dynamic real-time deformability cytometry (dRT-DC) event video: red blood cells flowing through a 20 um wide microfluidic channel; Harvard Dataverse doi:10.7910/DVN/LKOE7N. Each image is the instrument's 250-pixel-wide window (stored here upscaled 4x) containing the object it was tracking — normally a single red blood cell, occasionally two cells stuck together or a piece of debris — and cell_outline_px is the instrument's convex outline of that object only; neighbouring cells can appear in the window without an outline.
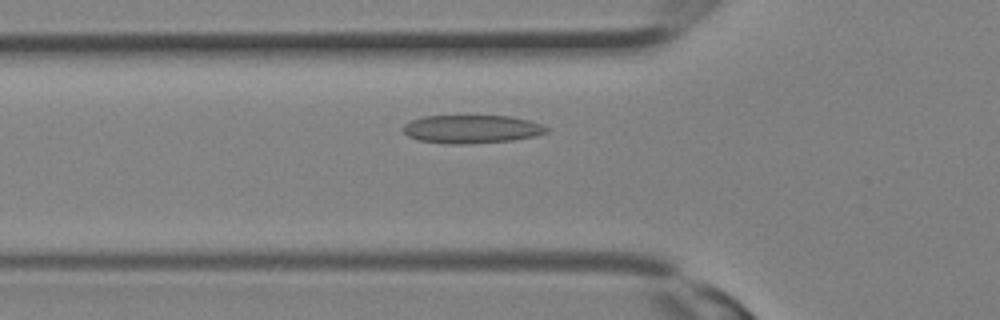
{"species": "Egyptian fruit bat (a non-hibernating species)", "species_latin": "Rousettus aegyptiacus", "temperature_condition": "room temperature", "stored_images_in_passage": 29, "camera_frame_rate_fps": 3000, "um_per_image_px": 0.085, "animal": {"sex": "female"}, "frame": {"image": 1, "passage_image": 8, "time_ms": 2.333, "image_size_px": [1000, 320], "cell_outline_px": [[548, 132], [532, 136], [512, 140], [464, 144], [448, 144], [420, 140], [408, 136], [400, 128], [404, 124], [412, 120], [424, 116], [512, 116], [544, 124], [548, 128]], "centroid_in_image_um": [40.08, 10.97], "position_along_channel_um": 85.7, "area_um2": 23.58}}
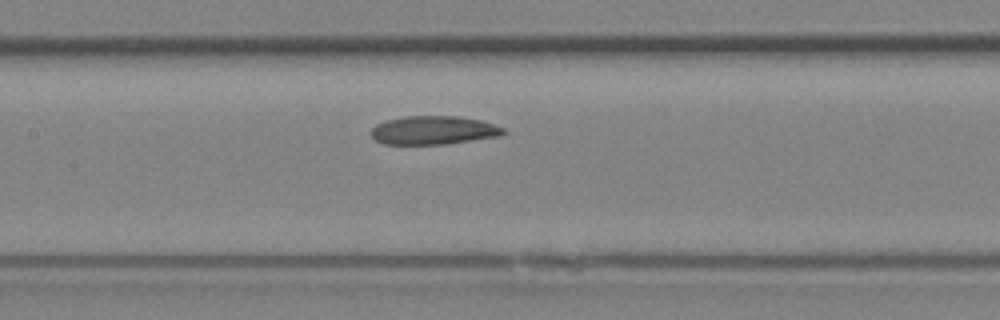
{"frame": {"image": 2, "passage_image": 12, "time_ms": 3.667, "image_size_px": [1000, 320], "cell_outline_px": [[508, 132], [500, 136], [444, 144], [384, 144], [376, 140], [372, 136], [372, 128], [376, 124], [384, 120], [404, 116], [460, 116], [480, 120], [504, 128]], "centroid_in_image_um": [36.85, 11.06], "position_along_channel_um": 170.5, "area_um2": 22.02}}
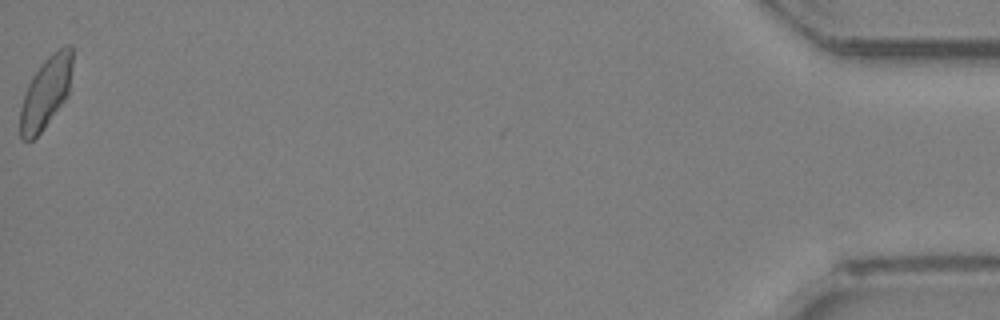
{"frame": {"image": 3, "passage_image": 29, "time_ms": 9.333, "image_size_px": [1000, 320], "cell_outline_px": [[72, 64], [68, 96], [44, 128], [28, 144], [20, 136], [20, 108], [28, 84], [32, 76], [40, 64], [56, 48], [64, 44], [72, 44]], "centroid_in_image_um": [3.9, 7.83], "position_along_channel_um": 431.3, "area_um2": 21.96}}